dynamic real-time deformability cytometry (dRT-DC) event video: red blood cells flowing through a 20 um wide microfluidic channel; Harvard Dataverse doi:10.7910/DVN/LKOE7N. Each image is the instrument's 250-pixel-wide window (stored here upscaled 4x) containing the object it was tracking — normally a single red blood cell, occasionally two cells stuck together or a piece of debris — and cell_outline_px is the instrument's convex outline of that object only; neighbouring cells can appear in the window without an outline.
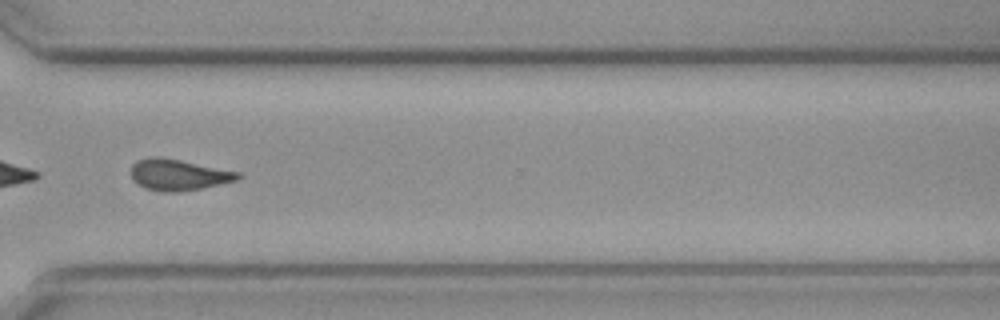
{"species": "common noctule bat (a hibernating species)", "species_latin": "Nyctalus noctula", "temperature_condition": "cold", "stored_images_in_passage": 50, "camera_frame_rate_fps": 3000, "um_per_image_px": 0.085, "animal": {"sex": "female", "body_mass_g": 19.3, "forearm_length_mm": 54.1}, "frame": {"image": 1, "passage_image": 36, "time_ms": 11.667, "image_size_px": [1000, 320], "cell_outline_px": [[244, 176], [240, 180], [180, 192], [164, 192], [144, 188], [132, 180], [132, 164], [136, 160], [148, 156], [160, 156], [240, 172]], "centroid_in_image_um": [15.17, 14.85], "position_along_channel_um": 355.4, "area_um2": 19.65}}
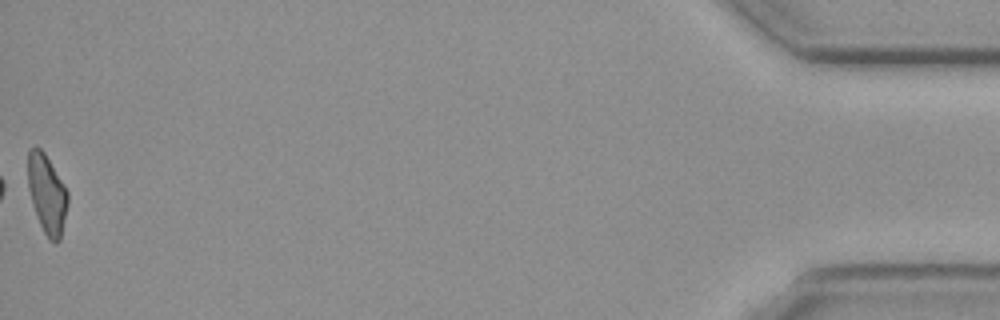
{"frame": {"image": 2, "passage_image": 50, "time_ms": 16.333, "image_size_px": [1000, 320], "cell_outline_px": [[68, 204], [60, 240], [56, 244], [48, 240], [40, 224], [28, 188], [28, 152], [32, 148], [40, 148], [44, 152], [68, 192]], "centroid_in_image_um": [4.01, 16.53], "position_along_channel_um": 431.2, "area_um2": 18.03}}